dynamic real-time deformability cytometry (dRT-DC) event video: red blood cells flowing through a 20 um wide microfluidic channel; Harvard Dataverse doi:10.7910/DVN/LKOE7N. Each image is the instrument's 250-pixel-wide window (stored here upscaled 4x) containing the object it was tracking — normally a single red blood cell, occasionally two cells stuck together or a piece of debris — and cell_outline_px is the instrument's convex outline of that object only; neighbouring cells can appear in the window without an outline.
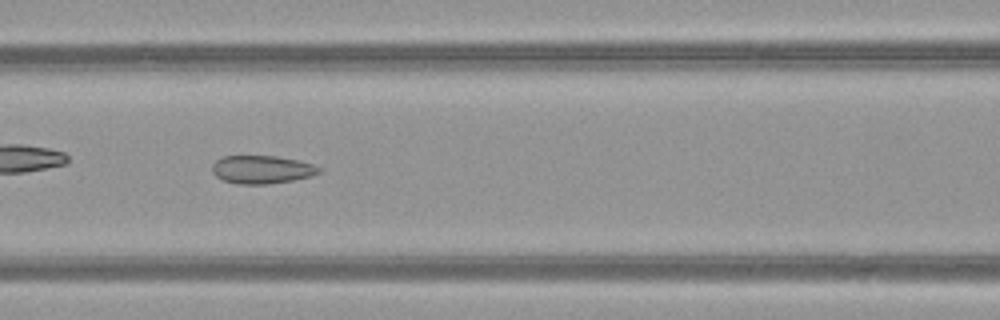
{"species": "common noctule bat (a hibernating species)", "species_latin": "Nyctalus noctula", "temperature_condition": "warm", "stored_images_in_passage": 41, "camera_frame_rate_fps": 3000, "um_per_image_px": 0.085, "animal": {"sex": "female", "body_mass_g": 21.9}, "frame": {"image": 1, "passage_image": 12, "time_ms": 3.667, "image_size_px": [1000, 320], "cell_outline_px": [[324, 168], [320, 172], [312, 176], [292, 180], [268, 184], [236, 184], [224, 180], [216, 176], [212, 172], [212, 164], [216, 160], [224, 156], [276, 156], [296, 160], [312, 164]], "centroid_in_image_um": [22.26, 14.41], "position_along_channel_um": 144.3, "area_um2": 17.51}}
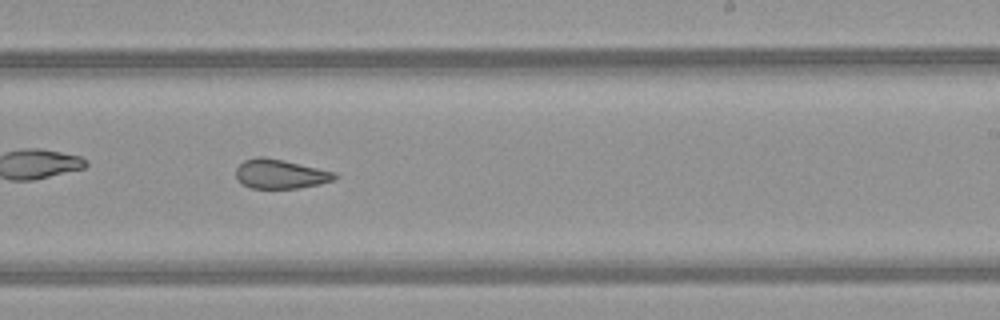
{"frame": {"image": 2, "passage_image": 21, "time_ms": 6.667, "image_size_px": [1000, 320], "cell_outline_px": [[340, 176], [332, 180], [320, 184], [296, 188], [252, 188], [244, 184], [236, 176], [236, 168], [244, 160], [256, 156], [264, 156], [284, 160], [336, 172]], "centroid_in_image_um": [23.85, 14.77], "position_along_channel_um": 265.2, "area_um2": 16.82}}
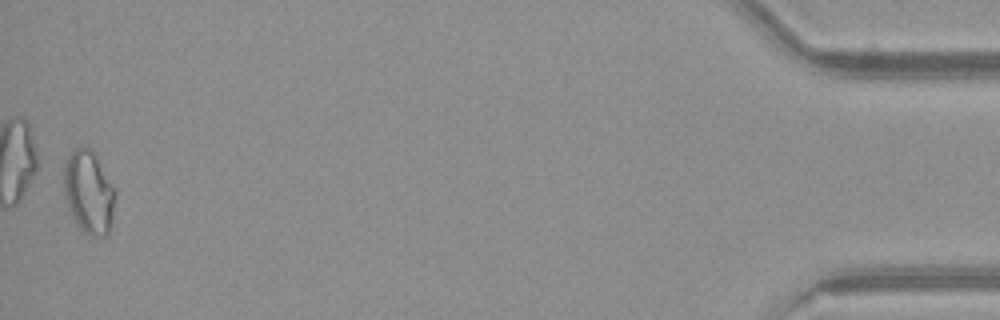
{"frame": {"image": 3, "passage_image": 40, "time_ms": 13.0, "image_size_px": [1000, 320], "cell_outline_px": [[116, 192], [112, 224], [108, 236], [88, 236], [76, 224], [68, 208], [64, 196], [64, 160], [72, 148], [92, 148], [96, 152], [116, 188]], "centroid_in_image_um": [7.57, 16.31], "position_along_channel_um": 427.6, "area_um2": 25.84}, "authors_computed_cell_mechanics": {"area_um2": 18.9584, "velocity_mm_per_s": 4.0386, "shape_relaxation_time_tau1_ms": null, "shape_relaxation_time_tau2_ms": 1.615, "deformation_change_tau1": null, "deformation_change_tau2": 0.0917}}